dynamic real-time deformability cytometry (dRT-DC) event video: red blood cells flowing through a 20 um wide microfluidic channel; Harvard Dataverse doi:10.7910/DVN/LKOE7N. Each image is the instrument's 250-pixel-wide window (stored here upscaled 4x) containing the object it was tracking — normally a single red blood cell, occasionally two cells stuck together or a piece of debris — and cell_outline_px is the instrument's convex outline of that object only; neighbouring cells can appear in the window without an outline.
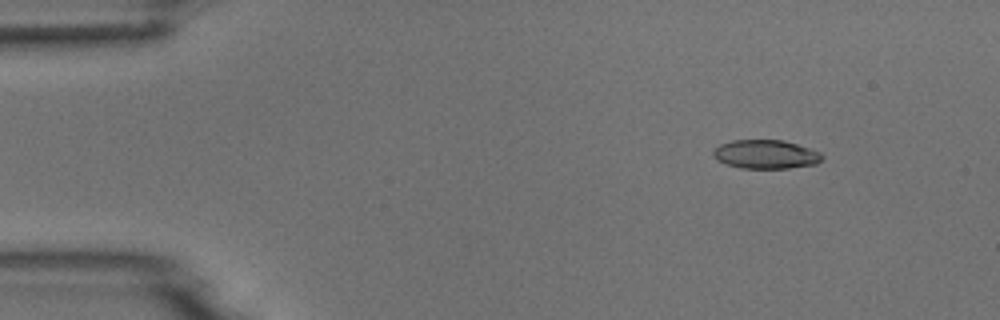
{"species": "common noctule bat (a hibernating species)", "species_latin": "Nyctalus noctula", "temperature_condition": "room temperature", "stored_images_in_passage": 5, "camera_frame_rate_fps": 3000, "um_per_image_px": 0.085, "animal": {"sex": "male", "body_mass_g": 18.8}, "frame": {"image": 1, "passage_image": 2, "time_ms": 1.333, "image_size_px": [1000, 320], "cell_outline_px": [[824, 156], [816, 164], [788, 168], [740, 168], [716, 160], [712, 156], [712, 152], [720, 144], [732, 140], [784, 140], [820, 152]], "centroid_in_image_um": [65.06, 13.11], "position_along_channel_um": 19.9, "area_um2": 18.21}}
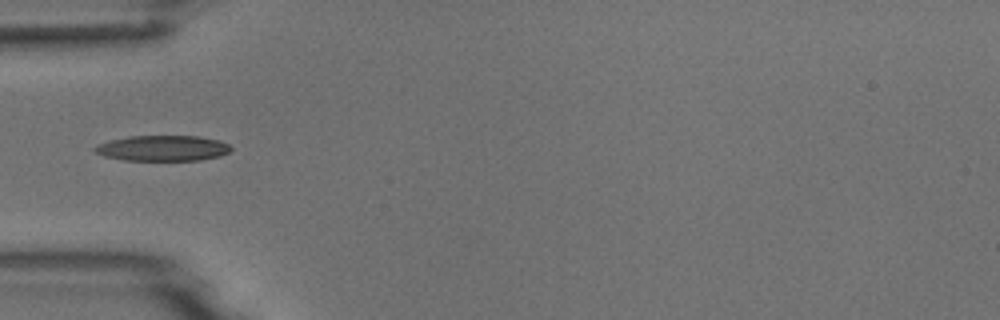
{"frame": {"image": 2, "passage_image": 5, "time_ms": 5.0, "image_size_px": [1000, 320], "cell_outline_px": [[232, 148], [228, 152], [220, 156], [200, 160], [124, 160], [104, 156], [96, 152], [92, 148], [96, 144], [128, 136], [196, 136], [220, 140], [228, 144]], "centroid_in_image_um": [13.82, 12.59], "position_along_channel_um": 71.2, "area_um2": 20.23}}